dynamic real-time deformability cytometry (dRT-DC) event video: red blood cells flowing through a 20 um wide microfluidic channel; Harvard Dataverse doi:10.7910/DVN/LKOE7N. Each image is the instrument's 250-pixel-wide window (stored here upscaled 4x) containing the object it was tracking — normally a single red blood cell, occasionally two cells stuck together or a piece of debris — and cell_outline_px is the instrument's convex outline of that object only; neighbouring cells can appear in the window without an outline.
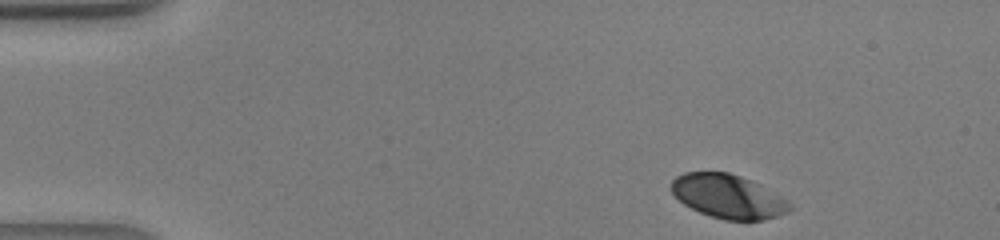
{"species": "human", "species_latin": "Homo sapiens", "temperature_condition": "warm", "stored_images_in_passage": 37, "camera_frame_rate_fps": 3000, "um_per_image_px": 0.085, "donor": {"sex": "male"}, "frame": {"image": 1, "passage_image": 1, "time_ms": 0.0, "image_size_px": [1000, 240], "cell_outline_px": [[792, 208], [788, 212], [764, 220], [724, 220], [700, 212], [684, 204], [668, 188], [672, 180], [676, 176], [684, 172], [728, 172], [752, 180], [760, 184], [788, 200], [792, 204]], "centroid_in_image_um": [61.89, 16.68], "position_along_channel_um": 23.1, "area_um2": 30.35}}
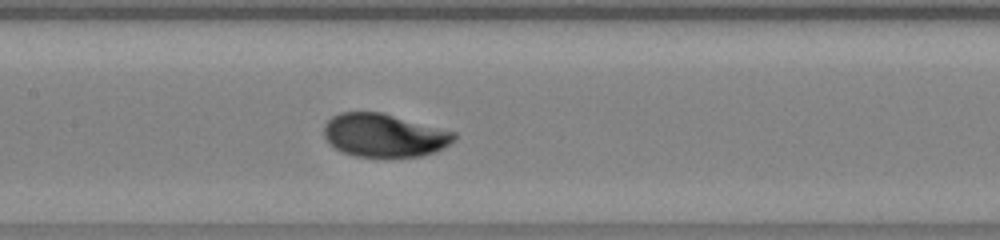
{"frame": {"image": 2, "passage_image": 16, "time_ms": 5.0, "image_size_px": [1000, 240], "cell_outline_px": [[456, 140], [444, 148], [436, 152], [420, 156], [356, 156], [344, 152], [336, 148], [324, 136], [324, 124], [332, 116], [340, 112], [380, 112], [456, 132]], "centroid_in_image_um": [32.68, 11.49], "position_along_channel_um": 174.7, "area_um2": 32.54}}
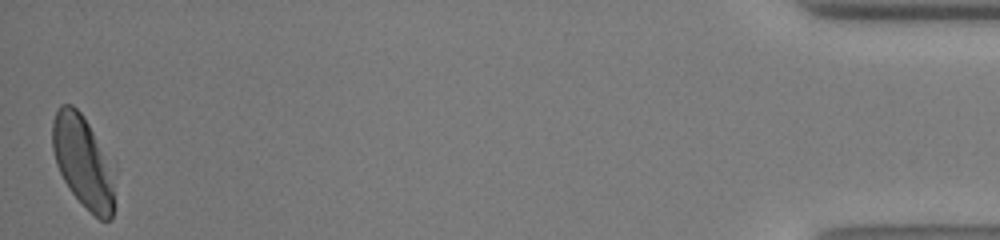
{"frame": {"image": 3, "passage_image": 37, "time_ms": 12.0, "image_size_px": [1000, 240], "cell_outline_px": [[112, 220], [100, 220], [72, 192], [64, 180], [56, 164], [52, 148], [52, 124], [56, 112], [60, 104], [72, 104], [80, 112], [88, 124], [92, 132], [112, 184]], "centroid_in_image_um": [6.92, 13.71], "position_along_channel_um": 428.3, "area_um2": 30.81}}